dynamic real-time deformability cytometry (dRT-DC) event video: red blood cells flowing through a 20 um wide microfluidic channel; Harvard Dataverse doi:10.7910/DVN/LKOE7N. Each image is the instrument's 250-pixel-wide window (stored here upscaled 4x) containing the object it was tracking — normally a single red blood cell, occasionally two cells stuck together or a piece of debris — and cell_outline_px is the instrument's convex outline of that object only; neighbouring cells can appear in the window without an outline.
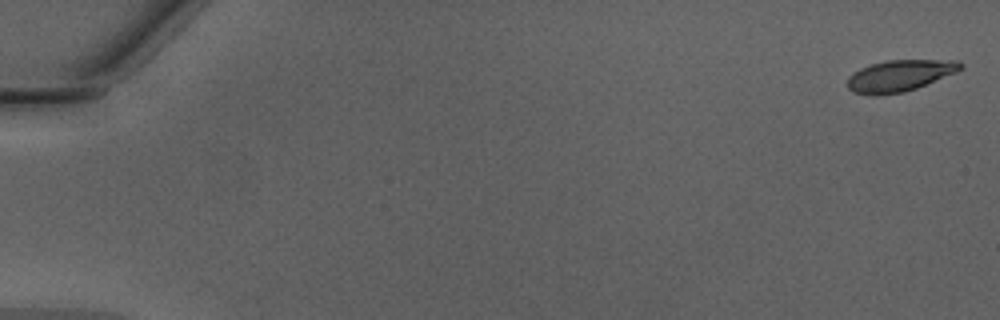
{"species": "Egyptian fruit bat (a non-hibernating species)", "species_latin": "Rousettus aegyptiacus", "temperature_condition": "warm", "stored_images_in_passage": 49, "camera_frame_rate_fps": 3000, "um_per_image_px": 0.085, "animal": {"sex": "male"}, "frame": {"image": 1, "passage_image": 1, "time_ms": 0.0, "image_size_px": [1000, 320], "cell_outline_px": [[964, 68], [956, 72], [916, 88], [904, 92], [876, 96], [852, 92], [848, 88], [848, 76], [852, 72], [860, 68], [872, 64], [888, 60], [956, 60], [964, 64]], "centroid_in_image_um": [76.46, 6.43], "position_along_channel_um": 8.5, "area_um2": 20.75}}
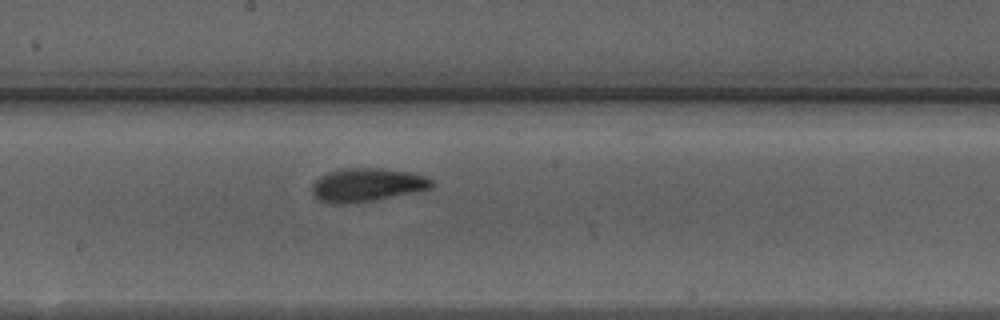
{"frame": {"image": 2, "passage_image": 28, "time_ms": 9.0, "image_size_px": [1000, 320], "cell_outline_px": [[436, 184], [432, 188], [416, 192], [376, 200], [344, 204], [328, 204], [316, 200], [312, 192], [312, 184], [320, 176], [328, 172], [344, 168], [384, 168], [412, 172], [424, 176], [432, 180]], "centroid_in_image_um": [31.19, 15.72], "position_along_channel_um": 217.0, "area_um2": 23.76}}
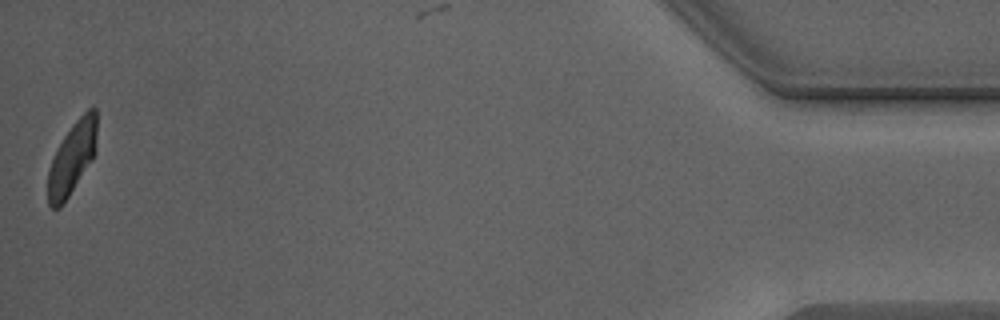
{"frame": {"image": 3, "passage_image": 49, "time_ms": 16.0, "image_size_px": [1000, 320], "cell_outline_px": [[96, 152], [92, 160], [60, 208], [52, 208], [48, 204], [48, 168], [64, 136], [72, 124], [88, 108], [96, 108]], "centroid_in_image_um": [6.13, 13.43], "position_along_channel_um": 429.1, "area_um2": 20.29}, "authors_computed_cell_mechanics": {"area_um2": 21.8484, "velocity_mm_per_s": 4.2865, "shape_relaxation_time_tau1_ms": 3.5201, "shape_relaxation_time_tau2_ms": 1.2397, "deformation_change_tau1": 0.1634, "deformation_change_tau2": 0.0758}}